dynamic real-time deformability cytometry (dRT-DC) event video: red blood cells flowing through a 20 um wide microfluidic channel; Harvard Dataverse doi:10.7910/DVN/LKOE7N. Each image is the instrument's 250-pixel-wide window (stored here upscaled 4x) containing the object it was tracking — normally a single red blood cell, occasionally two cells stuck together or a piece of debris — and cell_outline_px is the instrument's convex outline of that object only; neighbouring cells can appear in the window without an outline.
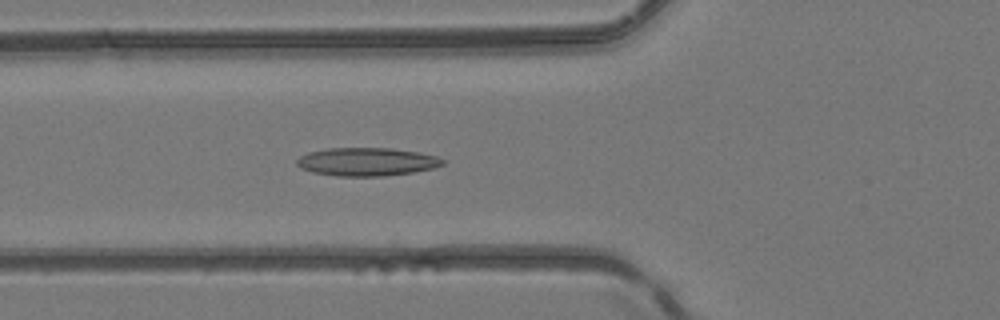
{"species": "common noctule bat (a hibernating species)", "species_latin": "Nyctalus noctula", "temperature_condition": "room temperature", "stored_images_in_passage": 48, "camera_frame_rate_fps": 3000, "um_per_image_px": 0.085, "animal": {"sex": "female", "body_mass_g": 24.6, "forearm_length_mm": 56.2}, "frame": {"image": 1, "passage_image": 19, "time_ms": 6.0, "image_size_px": [1000, 320], "cell_outline_px": [[444, 164], [432, 168], [412, 172], [384, 176], [336, 176], [312, 172], [300, 168], [296, 164], [296, 160], [300, 156], [308, 152], [328, 148], [392, 148], [416, 152], [436, 156], [444, 160]], "centroid_in_image_um": [31.13, 13.75], "position_along_channel_um": 94.7, "area_um2": 23.93}}
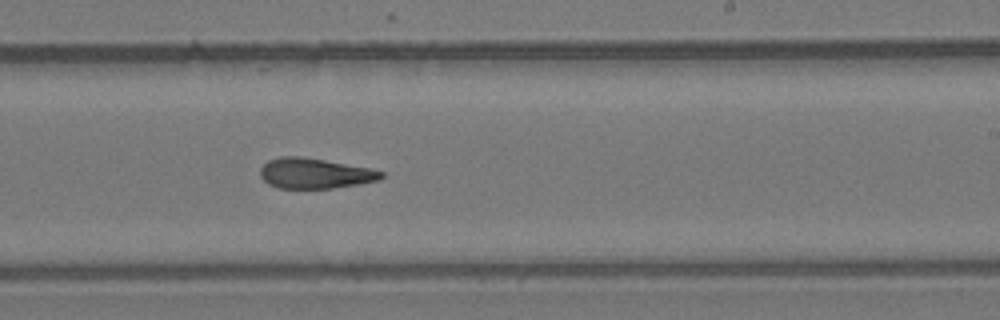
{"frame": {"image": 2, "passage_image": 31, "time_ms": 10.0, "image_size_px": [1000, 320], "cell_outline_px": [[384, 176], [380, 180], [332, 188], [280, 188], [268, 184], [260, 176], [260, 168], [268, 160], [280, 156], [300, 156], [372, 168], [384, 172]], "centroid_in_image_um": [26.76, 14.73], "position_along_channel_um": 262.2, "area_um2": 21.39}}
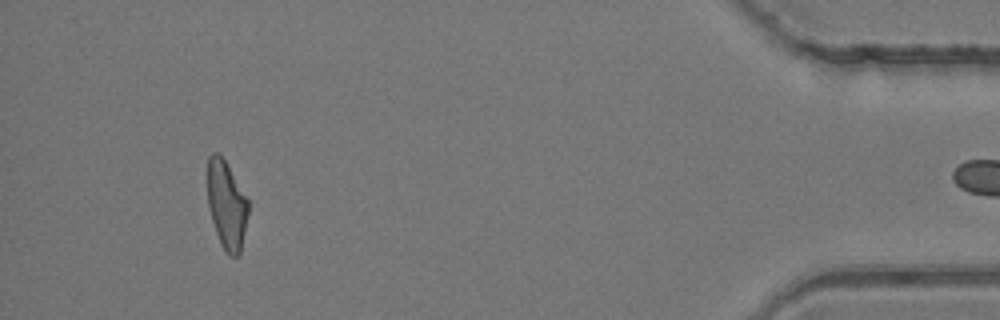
{"frame": {"image": 3, "passage_image": 47, "time_ms": 15.333, "image_size_px": [1000, 320], "cell_outline_px": [[248, 212], [240, 256], [228, 256], [224, 252], [220, 244], [208, 208], [208, 156], [212, 152], [220, 152], [248, 200]], "centroid_in_image_um": [19.25, 17.44], "position_along_channel_um": 415.9, "area_um2": 20.98}}